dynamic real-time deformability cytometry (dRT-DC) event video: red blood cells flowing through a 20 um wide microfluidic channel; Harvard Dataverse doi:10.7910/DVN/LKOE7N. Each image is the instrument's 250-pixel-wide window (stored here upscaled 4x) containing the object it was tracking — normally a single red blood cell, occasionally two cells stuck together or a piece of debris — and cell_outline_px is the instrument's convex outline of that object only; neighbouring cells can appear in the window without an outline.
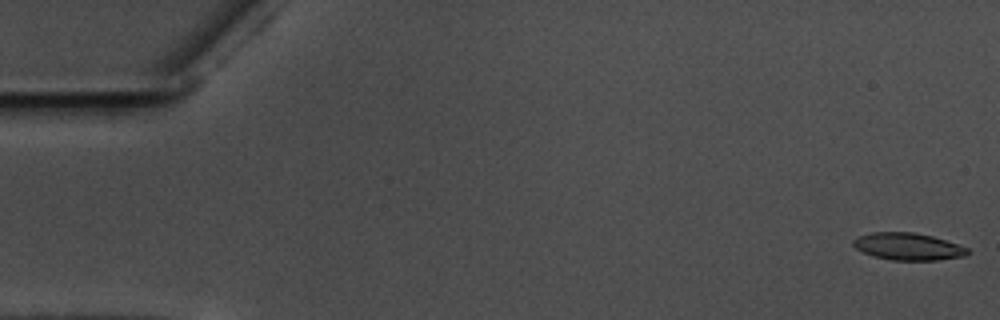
{"species": "common noctule bat (a hibernating species)", "species_latin": "Nyctalus noctula", "temperature_condition": "warm", "stored_images_in_passage": 11, "camera_frame_rate_fps": 3000, "um_per_image_px": 0.085, "animal": {"sex": "male", "body_mass_g": 17.5, "forearm_length_mm": 52.3}, "frame": {"image": 1, "passage_image": 1, "time_ms": 0.0, "image_size_px": [1000, 320], "cell_outline_px": [[972, 252], [964, 256], [936, 260], [892, 260], [872, 256], [856, 248], [852, 244], [852, 240], [856, 236], [872, 232], [912, 232], [932, 236], [968, 248]], "centroid_in_image_um": [77.15, 20.95], "position_along_channel_um": 7.8, "area_um2": 18.09}}